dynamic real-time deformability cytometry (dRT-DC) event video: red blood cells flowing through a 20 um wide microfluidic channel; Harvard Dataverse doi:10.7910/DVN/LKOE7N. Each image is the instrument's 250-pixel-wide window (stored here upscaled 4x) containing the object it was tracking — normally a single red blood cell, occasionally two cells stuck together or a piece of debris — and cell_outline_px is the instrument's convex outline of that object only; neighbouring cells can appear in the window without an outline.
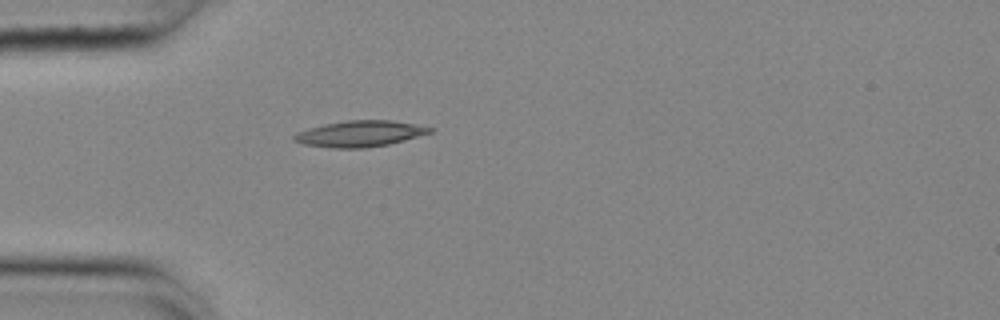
{"species": "common noctule bat (a hibernating species)", "species_latin": "Nyctalus noctula", "temperature_condition": "cold", "stored_images_in_passage": 40, "camera_frame_rate_fps": 3000, "um_per_image_px": 0.085, "animal": {"sex": "female", "body_mass_g": 25.1}, "frame": {"image": 1, "passage_image": 1, "time_ms": 0.0, "image_size_px": [1000, 320], "cell_outline_px": [[432, 132], [404, 140], [388, 144], [364, 148], [332, 148], [304, 144], [292, 140], [292, 136], [296, 132], [308, 128], [324, 124], [348, 120], [392, 120], [416, 124], [432, 128]], "centroid_in_image_um": [30.55, 11.36], "position_along_channel_um": 54.5, "area_um2": 20.58}}
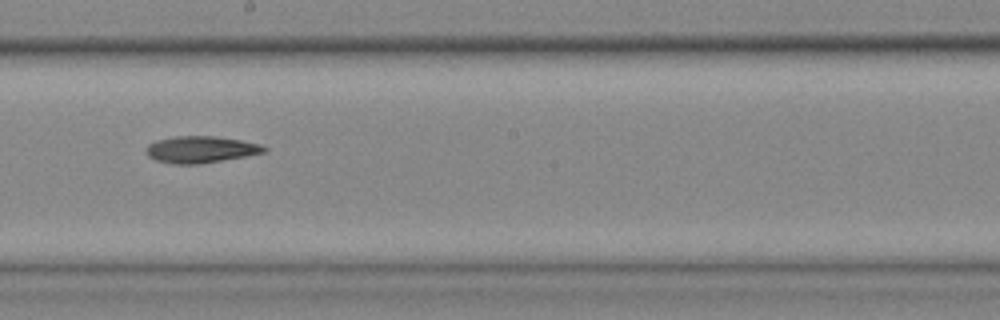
{"frame": {"image": 2, "passage_image": 16, "time_ms": 5.0, "image_size_px": [1000, 320], "cell_outline_px": [[268, 152], [200, 164], [172, 164], [156, 160], [148, 156], [144, 152], [148, 144], [156, 140], [176, 136], [212, 136], [240, 140], [260, 144], [268, 148]], "centroid_in_image_um": [17.05, 12.71], "position_along_channel_um": 231.2, "area_um2": 18.44}}
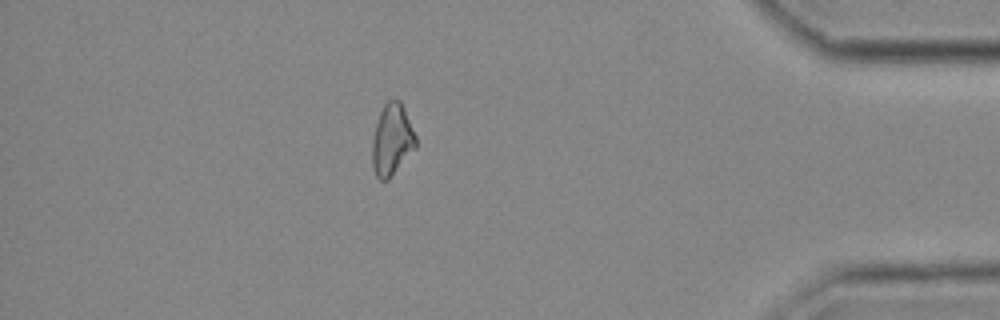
{"frame": {"image": 3, "passage_image": 33, "time_ms": 10.667, "image_size_px": [1000, 320], "cell_outline_px": [[416, 148], [388, 180], [380, 180], [376, 176], [372, 168], [372, 140], [376, 124], [380, 112], [384, 104], [388, 100], [400, 100], [404, 108], [416, 136]], "centroid_in_image_um": [33.31, 11.9], "position_along_channel_um": 401.9, "area_um2": 18.15}}